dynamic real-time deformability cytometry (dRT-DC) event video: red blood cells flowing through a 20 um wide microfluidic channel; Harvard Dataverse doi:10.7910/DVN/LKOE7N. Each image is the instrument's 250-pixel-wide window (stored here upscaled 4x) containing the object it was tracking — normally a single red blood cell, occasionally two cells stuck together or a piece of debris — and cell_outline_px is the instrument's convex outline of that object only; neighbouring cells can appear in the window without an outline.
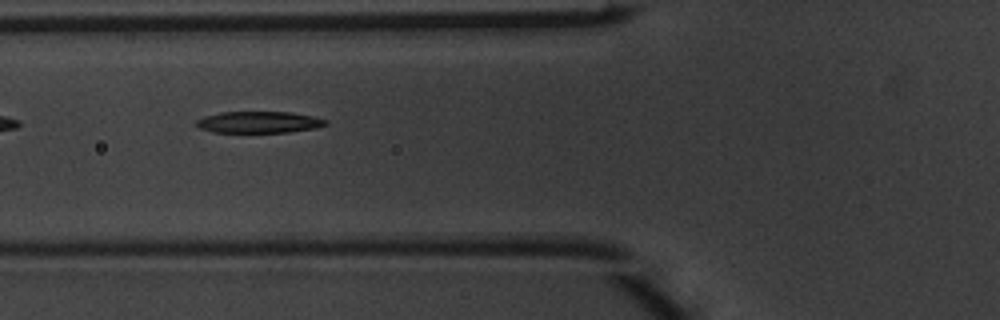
{"species": "common noctule bat (a hibernating species)", "species_latin": "Nyctalus noctula", "temperature_condition": "warm", "stored_images_in_passage": 8, "camera_frame_rate_fps": 3000, "um_per_image_px": 0.085, "animal": {"sex": "male", "body_mass_g": 20.1, "forearm_length_mm": 53.5}, "frame": {"image": 1, "passage_image": 6, "time_ms": 1.667, "image_size_px": [1000, 320], "cell_outline_px": [[328, 124], [316, 128], [288, 132], [212, 132], [200, 128], [196, 124], [196, 120], [204, 116], [220, 112], [292, 112], [312, 116], [328, 120]], "centroid_in_image_um": [22.02, 10.38], "position_along_channel_um": 103.8, "area_um2": 16.24}}
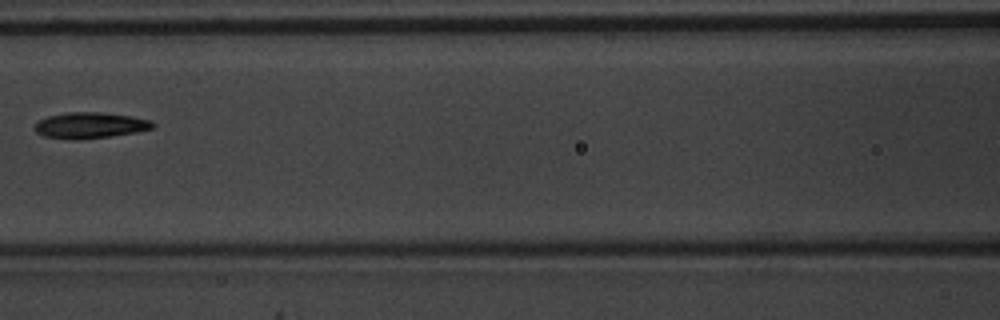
{"frame": {"image": 2, "passage_image": 7, "time_ms": 2.0, "image_size_px": [1000, 320], "cell_outline_px": [[156, 124], [152, 128], [136, 132], [112, 136], [76, 140], [72, 140], [44, 136], [36, 132], [32, 128], [36, 120], [48, 116], [68, 112], [100, 112], [132, 116], [152, 120]], "centroid_in_image_um": [7.62, 10.65], "position_along_channel_um": 159.0, "area_um2": 18.15}}
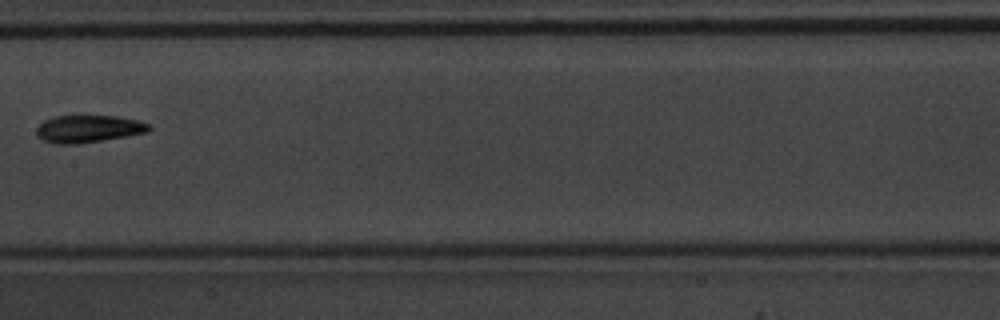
{"frame": {"image": 3, "passage_image": 8, "time_ms": 2.333, "image_size_px": [1000, 320], "cell_outline_px": [[152, 128], [148, 132], [76, 144], [56, 144], [44, 140], [36, 136], [36, 128], [44, 120], [52, 116], [116, 116], [136, 120], [148, 124]], "centroid_in_image_um": [7.46, 10.94], "position_along_channel_um": 199.9, "area_um2": 17.74}}